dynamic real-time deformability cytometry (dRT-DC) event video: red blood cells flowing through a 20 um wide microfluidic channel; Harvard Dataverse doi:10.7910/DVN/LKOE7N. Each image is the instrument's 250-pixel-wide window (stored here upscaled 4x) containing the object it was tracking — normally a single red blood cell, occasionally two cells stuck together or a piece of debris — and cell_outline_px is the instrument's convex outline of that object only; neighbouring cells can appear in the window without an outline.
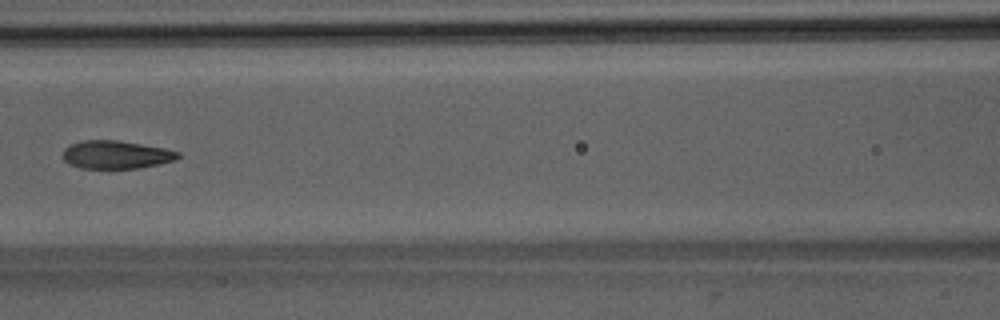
{"species": "Egyptian fruit bat (a non-hibernating species)", "species_latin": "Rousettus aegyptiacus", "temperature_condition": "room temperature", "stored_images_in_passage": 6, "camera_frame_rate_fps": 3000, "um_per_image_px": 0.085, "animal": {"sex": "male"}, "frame": {"image": 1, "passage_image": 6, "time_ms": 5.667, "image_size_px": [1000, 320], "cell_outline_px": [[180, 156], [172, 160], [140, 168], [80, 168], [68, 164], [64, 160], [64, 148], [80, 140], [120, 140], [164, 148], [180, 152]], "centroid_in_image_um": [9.83, 13.14], "position_along_channel_um": 156.8, "area_um2": 18.73}}